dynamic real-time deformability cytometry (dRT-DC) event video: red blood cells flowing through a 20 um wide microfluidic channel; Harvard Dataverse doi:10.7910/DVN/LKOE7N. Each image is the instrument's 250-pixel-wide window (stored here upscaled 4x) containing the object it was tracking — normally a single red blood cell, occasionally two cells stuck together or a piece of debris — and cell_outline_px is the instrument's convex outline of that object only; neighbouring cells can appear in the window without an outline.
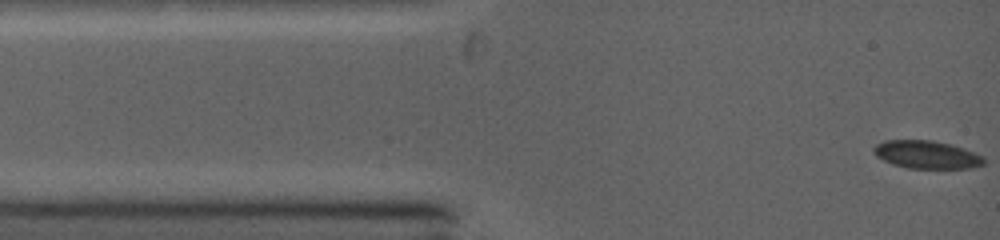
{"species": "common noctule bat (a hibernating species)", "species_latin": "Nyctalus noctula", "temperature_condition": "warm", "stored_images_in_passage": 96, "camera_frame_rate_fps": 5000, "um_per_image_px": 0.085, "animal": {"sex": "female", "body_mass_g": 19.0, "forearm_length_mm": 53.3}, "frame": {"image": 1, "passage_image": 1, "time_ms": 0.0, "image_size_px": [1000, 240], "cell_outline_px": [[984, 164], [972, 168], [908, 168], [892, 164], [876, 156], [872, 148], [876, 144], [884, 140], [932, 140], [948, 144], [984, 156]], "centroid_in_image_um": [78.73, 13.14], "position_along_channel_um": 6.3, "area_um2": 17.74}}
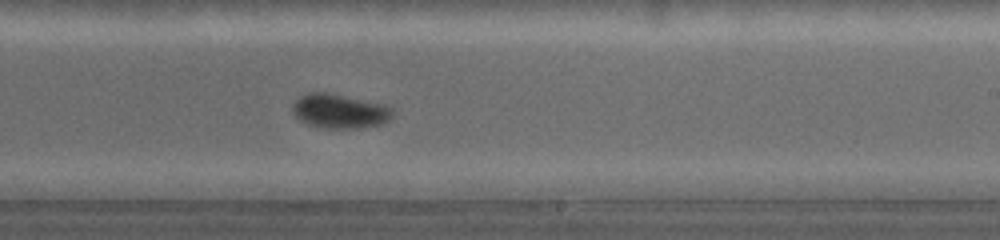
{"frame": {"image": 2, "passage_image": 48, "time_ms": 7.4, "image_size_px": [1000, 240], "cell_outline_px": [[392, 116], [388, 120], [380, 124], [360, 128], [324, 128], [308, 124], [300, 120], [292, 112], [292, 104], [300, 96], [312, 92], [324, 92], [384, 104], [392, 108]], "centroid_in_image_um": [28.85, 9.45], "position_along_channel_um": 260.2, "area_um2": 19.77}}
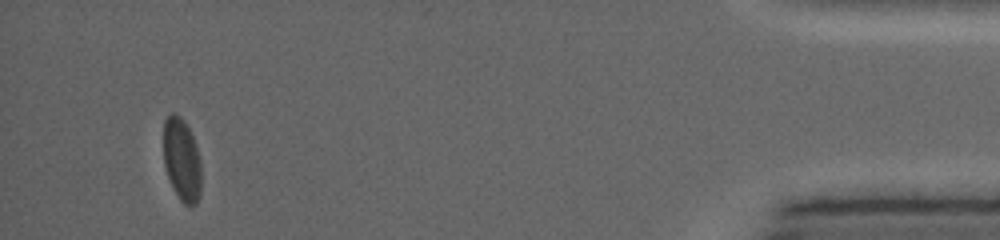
{"frame": {"image": 3, "passage_image": 84, "time_ms": 13.4, "image_size_px": [1000, 240], "cell_outline_px": [[200, 196], [196, 204], [184, 204], [180, 200], [168, 176], [164, 164], [164, 120], [172, 112], [180, 116], [184, 120], [196, 144], [200, 160]], "centroid_in_image_um": [15.45, 13.55], "position_along_channel_um": 419.7, "area_um2": 17.98}, "authors_computed_cell_mechanics": {"area_um2": 18.785, "velocity_mm_per_s": 4.2256, "shape_relaxation_time_tau1_ms": 2.7964, "shape_relaxation_time_tau2_ms": null, "deformation_change_tau1": 0.0846, "deformation_change_tau2": null}}